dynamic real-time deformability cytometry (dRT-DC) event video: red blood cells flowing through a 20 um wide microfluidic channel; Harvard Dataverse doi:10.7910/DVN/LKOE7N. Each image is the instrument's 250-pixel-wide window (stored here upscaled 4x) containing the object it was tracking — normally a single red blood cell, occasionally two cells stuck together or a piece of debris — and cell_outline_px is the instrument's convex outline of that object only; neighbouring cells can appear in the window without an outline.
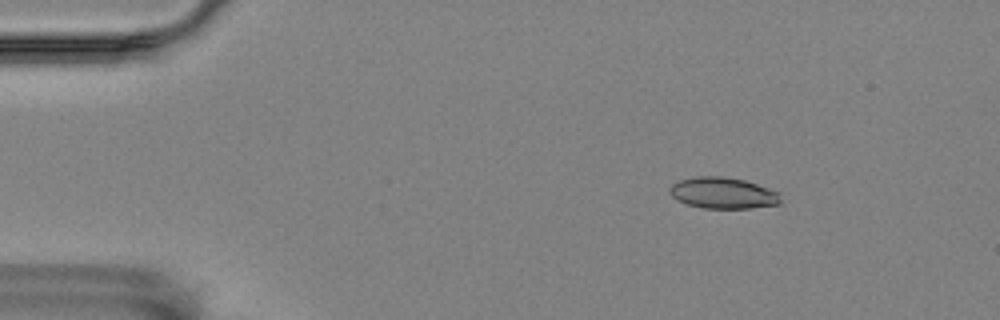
{"species": "Egyptian fruit bat (a non-hibernating species)", "species_latin": "Rousettus aegyptiacus", "temperature_condition": "room temperature", "stored_images_in_passage": 8, "camera_frame_rate_fps": 3000, "um_per_image_px": 0.085, "animal": {"sex": "female"}, "frame": {"image": 1, "passage_image": 3, "time_ms": 0.667, "image_size_px": [1000, 320], "cell_outline_px": [[780, 204], [752, 208], [704, 208], [688, 204], [672, 196], [668, 188], [672, 184], [680, 180], [696, 176], [720, 176], [744, 180], [780, 192]], "centroid_in_image_um": [61.47, 16.4], "position_along_channel_um": 23.5, "area_um2": 20.06}}
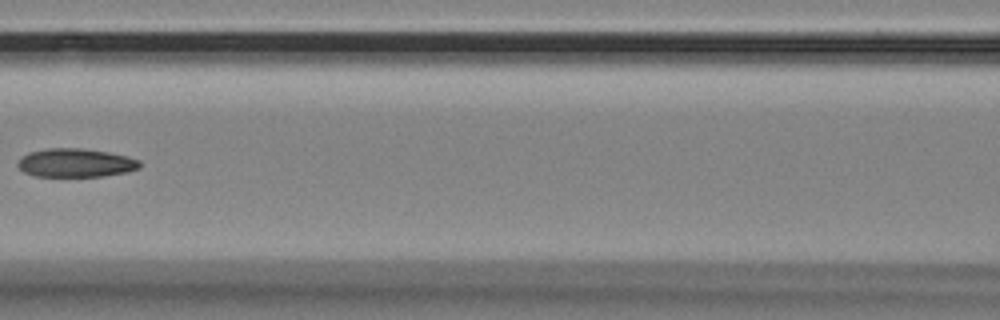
{"frame": {"image": 2, "passage_image": 8, "time_ms": 2.333, "image_size_px": [1000, 320], "cell_outline_px": [[140, 168], [128, 172], [104, 176], [36, 176], [24, 172], [16, 164], [24, 156], [32, 152], [48, 148], [80, 148], [108, 152], [128, 156], [140, 160]], "centroid_in_image_um": [6.49, 13.84], "position_along_channel_um": 160.1, "area_um2": 20.17}}